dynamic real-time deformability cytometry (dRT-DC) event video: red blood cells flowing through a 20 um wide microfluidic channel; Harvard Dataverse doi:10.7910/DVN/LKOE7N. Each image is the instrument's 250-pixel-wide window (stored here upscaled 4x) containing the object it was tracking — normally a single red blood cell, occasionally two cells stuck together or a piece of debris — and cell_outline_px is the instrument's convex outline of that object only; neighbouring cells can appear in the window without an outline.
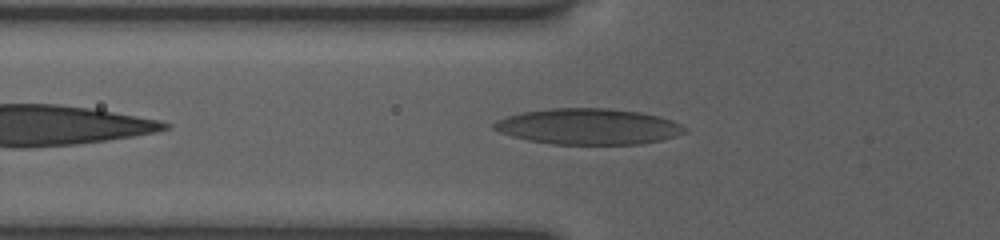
{"species": "human", "species_latin": "Homo sapiens", "temperature_condition": "room temperature", "stored_images_in_passage": 10, "camera_frame_rate_fps": 3000, "um_per_image_px": 0.085, "donor": {"sex": "female"}, "frame": {"image": 1, "passage_image": 4, "time_ms": 2.667, "image_size_px": [1000, 240], "cell_outline_px": [[688, 132], [676, 136], [660, 140], [640, 144], [552, 144], [528, 140], [512, 136], [500, 132], [492, 128], [492, 124], [496, 120], [508, 116], [524, 112], [552, 108], [608, 108], [640, 112], [660, 116], [672, 120], [680, 124]], "centroid_in_image_um": [50.02, 10.75], "position_along_channel_um": 75.8, "area_um2": 39.88}}
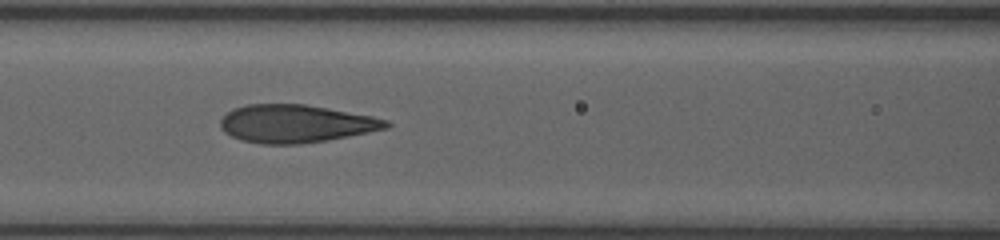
{"frame": {"image": 2, "passage_image": 6, "time_ms": 4.333, "image_size_px": [1000, 240], "cell_outline_px": [[392, 124], [388, 128], [328, 140], [300, 144], [264, 144], [244, 140], [232, 136], [224, 132], [220, 124], [220, 120], [232, 108], [248, 104], [304, 104], [328, 108], [372, 116], [388, 120]], "centroid_in_image_um": [25.15, 10.51], "position_along_channel_um": 141.4, "area_um2": 36.47}}
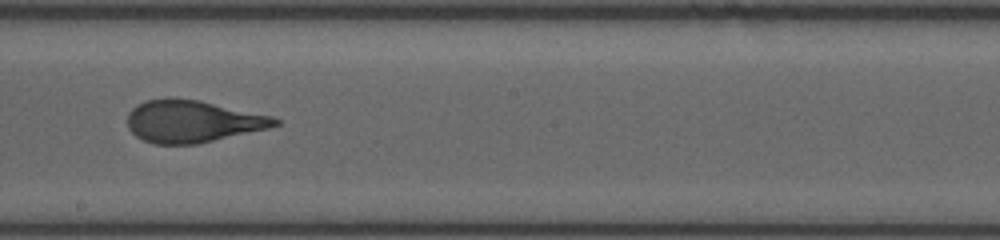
{"frame": {"image": 3, "passage_image": 9, "time_ms": 6.667, "image_size_px": [1000, 240], "cell_outline_px": [[280, 124], [268, 128], [196, 144], [152, 144], [136, 136], [128, 128], [128, 112], [136, 104], [144, 100], [200, 100], [272, 116], [280, 120]], "centroid_in_image_um": [16.35, 10.33], "position_along_channel_um": 231.8, "area_um2": 35.66}}